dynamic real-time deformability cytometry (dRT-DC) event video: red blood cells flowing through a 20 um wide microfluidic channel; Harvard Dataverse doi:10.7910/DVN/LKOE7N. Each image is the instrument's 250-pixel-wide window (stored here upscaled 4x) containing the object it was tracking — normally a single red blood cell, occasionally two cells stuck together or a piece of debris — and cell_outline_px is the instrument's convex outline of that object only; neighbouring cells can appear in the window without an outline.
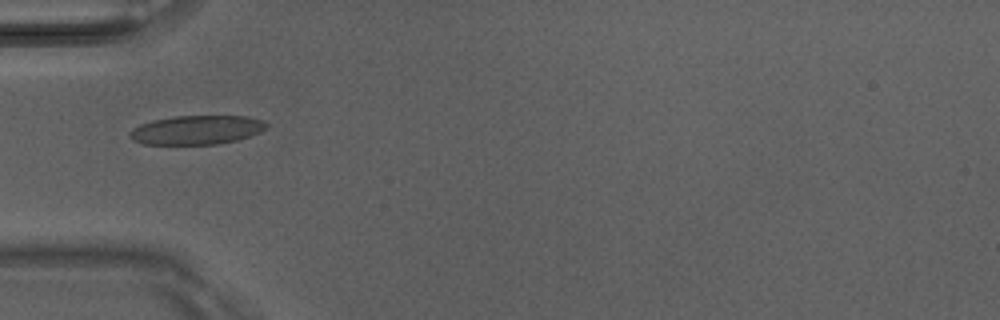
{"species": "Egyptian fruit bat (a non-hibernating species)", "species_latin": "Rousettus aegyptiacus", "temperature_condition": "room temperature", "stored_images_in_passage": 2, "camera_frame_rate_fps": 3000, "um_per_image_px": 0.085, "animal": {"sex": "male"}, "frame": {"image": 1, "passage_image": 1, "time_ms": 0.0, "image_size_px": [1000, 320], "cell_outline_px": [[268, 128], [260, 132], [236, 140], [216, 144], [144, 144], [132, 140], [128, 136], [128, 132], [132, 128], [140, 124], [152, 120], [176, 116], [248, 116], [264, 120], [268, 124]], "centroid_in_image_um": [16.71, 11.04], "position_along_channel_um": 68.3, "area_um2": 23.24}}